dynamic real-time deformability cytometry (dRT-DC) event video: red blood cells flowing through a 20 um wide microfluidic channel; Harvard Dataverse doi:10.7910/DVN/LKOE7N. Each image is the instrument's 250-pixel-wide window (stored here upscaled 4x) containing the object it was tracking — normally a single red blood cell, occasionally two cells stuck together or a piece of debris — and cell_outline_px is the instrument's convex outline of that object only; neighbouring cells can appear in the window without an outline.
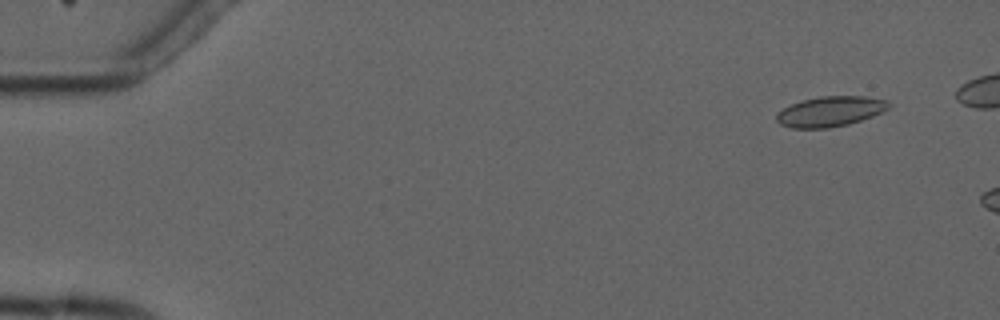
{"species": "common noctule bat (a hibernating species)", "species_latin": "Nyctalus noctula", "temperature_condition": "cold", "stored_images_in_passage": 5, "camera_frame_rate_fps": 3000, "um_per_image_px": 0.085, "animal": {"sex": "male", "forearm_length_mm": 52.5}, "frame": {"image": 1, "passage_image": 2, "time_ms": 1.0, "image_size_px": [1000, 320], "cell_outline_px": [[892, 104], [888, 108], [872, 116], [848, 124], [828, 128], [792, 128], [780, 124], [776, 120], [776, 116], [784, 108], [792, 104], [804, 100], [820, 96], [864, 96], [888, 100]], "centroid_in_image_um": [70.59, 9.47], "position_along_channel_um": 14.4, "area_um2": 19.54}}